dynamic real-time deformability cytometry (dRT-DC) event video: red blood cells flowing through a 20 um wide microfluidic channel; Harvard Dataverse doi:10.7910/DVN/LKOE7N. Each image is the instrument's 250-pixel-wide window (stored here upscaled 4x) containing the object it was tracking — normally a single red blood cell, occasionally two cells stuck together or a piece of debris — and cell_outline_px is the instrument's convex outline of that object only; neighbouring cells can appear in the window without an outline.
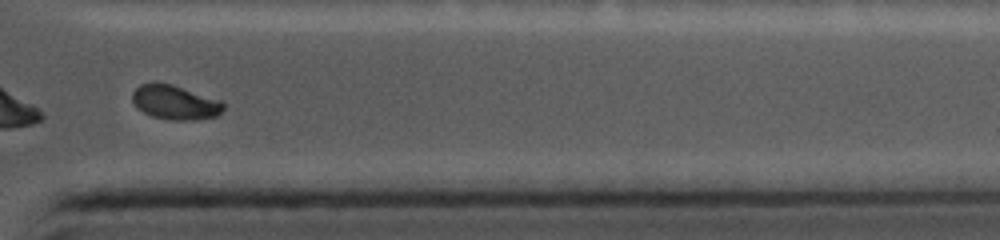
{"species": "common noctule bat (a hibernating species)", "species_latin": "Nyctalus noctula", "temperature_condition": "cold", "stored_images_in_passage": 23, "segment_of_instrument_passage": [1, 2], "camera_frame_rate_fps": 5000, "um_per_image_px": 0.085, "animal": {"sex": "female", "body_mass_g": 19.0, "forearm_length_mm": 56.7}, "frame": {"image": 1, "passage_image": 20, "time_ms": 10.2, "image_size_px": [1000, 240], "cell_outline_px": [[224, 108], [216, 116], [192, 120], [172, 120], [152, 116], [144, 112], [132, 100], [132, 92], [140, 84], [152, 80], [156, 80], [172, 84], [220, 100], [224, 104]], "centroid_in_image_um": [14.84, 8.66], "position_along_channel_um": 396.6, "area_um2": 18.26}}